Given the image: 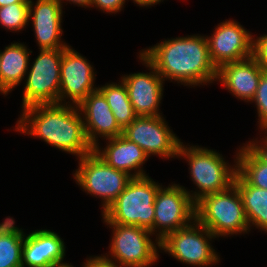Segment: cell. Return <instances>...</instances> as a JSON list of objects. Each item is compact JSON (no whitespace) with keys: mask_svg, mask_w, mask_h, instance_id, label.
I'll list each match as a JSON object with an SVG mask.
<instances>
[{"mask_svg":"<svg viewBox=\"0 0 267 267\" xmlns=\"http://www.w3.org/2000/svg\"><path fill=\"white\" fill-rule=\"evenodd\" d=\"M157 70L163 80L188 88L216 83L213 64L205 35L191 34L163 41L139 51Z\"/></svg>","mask_w":267,"mask_h":267,"instance_id":"cell-1","label":"cell"},{"mask_svg":"<svg viewBox=\"0 0 267 267\" xmlns=\"http://www.w3.org/2000/svg\"><path fill=\"white\" fill-rule=\"evenodd\" d=\"M13 130L80 159L93 152L77 105L38 104L21 110Z\"/></svg>","mask_w":267,"mask_h":267,"instance_id":"cell-2","label":"cell"},{"mask_svg":"<svg viewBox=\"0 0 267 267\" xmlns=\"http://www.w3.org/2000/svg\"><path fill=\"white\" fill-rule=\"evenodd\" d=\"M238 148L229 164L222 153L215 149L181 142L177 159H183L188 164L190 180L195 190L183 188L189 193L192 201L196 203L204 196L227 190L234 183L237 173L236 157Z\"/></svg>","mask_w":267,"mask_h":267,"instance_id":"cell-3","label":"cell"},{"mask_svg":"<svg viewBox=\"0 0 267 267\" xmlns=\"http://www.w3.org/2000/svg\"><path fill=\"white\" fill-rule=\"evenodd\" d=\"M147 176L133 177L101 214L104 224L140 226L154 235V202L163 185Z\"/></svg>","mask_w":267,"mask_h":267,"instance_id":"cell-4","label":"cell"},{"mask_svg":"<svg viewBox=\"0 0 267 267\" xmlns=\"http://www.w3.org/2000/svg\"><path fill=\"white\" fill-rule=\"evenodd\" d=\"M195 219L218 239L250 233L242 198L234 184L197 201Z\"/></svg>","mask_w":267,"mask_h":267,"instance_id":"cell-5","label":"cell"},{"mask_svg":"<svg viewBox=\"0 0 267 267\" xmlns=\"http://www.w3.org/2000/svg\"><path fill=\"white\" fill-rule=\"evenodd\" d=\"M112 231L104 255L124 267H151L159 262L160 241L150 230L132 225L105 224Z\"/></svg>","mask_w":267,"mask_h":267,"instance_id":"cell-6","label":"cell"},{"mask_svg":"<svg viewBox=\"0 0 267 267\" xmlns=\"http://www.w3.org/2000/svg\"><path fill=\"white\" fill-rule=\"evenodd\" d=\"M219 240L194 219L188 226L169 233L160 241V253H166L187 266L212 267L221 262L212 242Z\"/></svg>","mask_w":267,"mask_h":267,"instance_id":"cell-7","label":"cell"},{"mask_svg":"<svg viewBox=\"0 0 267 267\" xmlns=\"http://www.w3.org/2000/svg\"><path fill=\"white\" fill-rule=\"evenodd\" d=\"M73 180L83 192L99 198L101 214L126 188L133 178L128 173L107 165L94 152L78 159Z\"/></svg>","mask_w":267,"mask_h":267,"instance_id":"cell-8","label":"cell"},{"mask_svg":"<svg viewBox=\"0 0 267 267\" xmlns=\"http://www.w3.org/2000/svg\"><path fill=\"white\" fill-rule=\"evenodd\" d=\"M63 49H40L23 81L22 110L38 104L59 103Z\"/></svg>","mask_w":267,"mask_h":267,"instance_id":"cell-9","label":"cell"},{"mask_svg":"<svg viewBox=\"0 0 267 267\" xmlns=\"http://www.w3.org/2000/svg\"><path fill=\"white\" fill-rule=\"evenodd\" d=\"M195 219V203L179 183L162 185L154 202V238L162 241L169 233Z\"/></svg>","mask_w":267,"mask_h":267,"instance_id":"cell-10","label":"cell"},{"mask_svg":"<svg viewBox=\"0 0 267 267\" xmlns=\"http://www.w3.org/2000/svg\"><path fill=\"white\" fill-rule=\"evenodd\" d=\"M122 135L136 143L147 156L175 159L182 140L169 127L164 115L137 116L123 129Z\"/></svg>","mask_w":267,"mask_h":267,"instance_id":"cell-11","label":"cell"},{"mask_svg":"<svg viewBox=\"0 0 267 267\" xmlns=\"http://www.w3.org/2000/svg\"><path fill=\"white\" fill-rule=\"evenodd\" d=\"M90 61L72 48L63 49L60 70L59 104L79 105L91 92L98 89L96 73Z\"/></svg>","mask_w":267,"mask_h":267,"instance_id":"cell-12","label":"cell"},{"mask_svg":"<svg viewBox=\"0 0 267 267\" xmlns=\"http://www.w3.org/2000/svg\"><path fill=\"white\" fill-rule=\"evenodd\" d=\"M137 59L145 66V72H134L120 76L124 82L129 100L137 116H162L161 103L164 98L165 81L155 67L138 52Z\"/></svg>","mask_w":267,"mask_h":267,"instance_id":"cell-13","label":"cell"},{"mask_svg":"<svg viewBox=\"0 0 267 267\" xmlns=\"http://www.w3.org/2000/svg\"><path fill=\"white\" fill-rule=\"evenodd\" d=\"M212 33L206 35L211 60L220 66L245 60L252 56V35L244 25L234 19H225L217 24Z\"/></svg>","mask_w":267,"mask_h":267,"instance_id":"cell-14","label":"cell"},{"mask_svg":"<svg viewBox=\"0 0 267 267\" xmlns=\"http://www.w3.org/2000/svg\"><path fill=\"white\" fill-rule=\"evenodd\" d=\"M63 9L59 0L29 2V25L32 24L38 49H64L70 45L62 39Z\"/></svg>","mask_w":267,"mask_h":267,"instance_id":"cell-15","label":"cell"},{"mask_svg":"<svg viewBox=\"0 0 267 267\" xmlns=\"http://www.w3.org/2000/svg\"><path fill=\"white\" fill-rule=\"evenodd\" d=\"M88 142L94 148L102 141L122 135L113 112L103 93L97 89L91 92L79 105ZM100 138V139H99Z\"/></svg>","mask_w":267,"mask_h":267,"instance_id":"cell-16","label":"cell"},{"mask_svg":"<svg viewBox=\"0 0 267 267\" xmlns=\"http://www.w3.org/2000/svg\"><path fill=\"white\" fill-rule=\"evenodd\" d=\"M66 252L65 242L57 232L47 228L35 229L25 233L22 266L56 267L67 263L64 261Z\"/></svg>","mask_w":267,"mask_h":267,"instance_id":"cell-17","label":"cell"},{"mask_svg":"<svg viewBox=\"0 0 267 267\" xmlns=\"http://www.w3.org/2000/svg\"><path fill=\"white\" fill-rule=\"evenodd\" d=\"M264 70L252 58L230 62L217 69L216 82L240 101L251 103Z\"/></svg>","mask_w":267,"mask_h":267,"instance_id":"cell-18","label":"cell"},{"mask_svg":"<svg viewBox=\"0 0 267 267\" xmlns=\"http://www.w3.org/2000/svg\"><path fill=\"white\" fill-rule=\"evenodd\" d=\"M105 140L106 146L103 148L100 142L93 148V152L107 165L124 171L132 177L148 175L144 165L150 158L136 143L123 135Z\"/></svg>","mask_w":267,"mask_h":267,"instance_id":"cell-19","label":"cell"},{"mask_svg":"<svg viewBox=\"0 0 267 267\" xmlns=\"http://www.w3.org/2000/svg\"><path fill=\"white\" fill-rule=\"evenodd\" d=\"M30 50L24 42L13 41L0 49V94L8 96L25 79L29 62L31 61ZM30 58V59H29Z\"/></svg>","mask_w":267,"mask_h":267,"instance_id":"cell-20","label":"cell"},{"mask_svg":"<svg viewBox=\"0 0 267 267\" xmlns=\"http://www.w3.org/2000/svg\"><path fill=\"white\" fill-rule=\"evenodd\" d=\"M233 184L241 195L250 231L255 228L267 234V189L247 184L237 173Z\"/></svg>","mask_w":267,"mask_h":267,"instance_id":"cell-21","label":"cell"},{"mask_svg":"<svg viewBox=\"0 0 267 267\" xmlns=\"http://www.w3.org/2000/svg\"><path fill=\"white\" fill-rule=\"evenodd\" d=\"M15 224V219L10 216L0 223V267L22 266V247L26 230Z\"/></svg>","mask_w":267,"mask_h":267,"instance_id":"cell-22","label":"cell"},{"mask_svg":"<svg viewBox=\"0 0 267 267\" xmlns=\"http://www.w3.org/2000/svg\"><path fill=\"white\" fill-rule=\"evenodd\" d=\"M117 81L107 82L105 85L98 86V89L107 99L118 125L124 129L137 115L129 100L128 91L124 82L121 79Z\"/></svg>","mask_w":267,"mask_h":267,"instance_id":"cell-23","label":"cell"},{"mask_svg":"<svg viewBox=\"0 0 267 267\" xmlns=\"http://www.w3.org/2000/svg\"><path fill=\"white\" fill-rule=\"evenodd\" d=\"M238 146L236 157L237 174L254 187L267 189V164L245 143Z\"/></svg>","mask_w":267,"mask_h":267,"instance_id":"cell-24","label":"cell"},{"mask_svg":"<svg viewBox=\"0 0 267 267\" xmlns=\"http://www.w3.org/2000/svg\"><path fill=\"white\" fill-rule=\"evenodd\" d=\"M29 27V3H13L0 7V27L12 33Z\"/></svg>","mask_w":267,"mask_h":267,"instance_id":"cell-25","label":"cell"},{"mask_svg":"<svg viewBox=\"0 0 267 267\" xmlns=\"http://www.w3.org/2000/svg\"><path fill=\"white\" fill-rule=\"evenodd\" d=\"M252 103L257 109V129L259 130L263 125L267 124V71L262 72L255 97L250 104Z\"/></svg>","mask_w":267,"mask_h":267,"instance_id":"cell-26","label":"cell"},{"mask_svg":"<svg viewBox=\"0 0 267 267\" xmlns=\"http://www.w3.org/2000/svg\"><path fill=\"white\" fill-rule=\"evenodd\" d=\"M258 36L252 35L251 57L264 71H267V32Z\"/></svg>","mask_w":267,"mask_h":267,"instance_id":"cell-27","label":"cell"},{"mask_svg":"<svg viewBox=\"0 0 267 267\" xmlns=\"http://www.w3.org/2000/svg\"><path fill=\"white\" fill-rule=\"evenodd\" d=\"M129 0H91L90 9L93 7L106 14H118L124 10V5Z\"/></svg>","mask_w":267,"mask_h":267,"instance_id":"cell-28","label":"cell"},{"mask_svg":"<svg viewBox=\"0 0 267 267\" xmlns=\"http://www.w3.org/2000/svg\"><path fill=\"white\" fill-rule=\"evenodd\" d=\"M88 258H86L83 261V266L84 267H124L119 265L118 263H116L115 261H112L110 259H108L104 253L103 254H99V255H91V256H87Z\"/></svg>","mask_w":267,"mask_h":267,"instance_id":"cell-29","label":"cell"},{"mask_svg":"<svg viewBox=\"0 0 267 267\" xmlns=\"http://www.w3.org/2000/svg\"><path fill=\"white\" fill-rule=\"evenodd\" d=\"M246 145L264 162L267 164V143L261 138V136L249 141H245Z\"/></svg>","mask_w":267,"mask_h":267,"instance_id":"cell-30","label":"cell"},{"mask_svg":"<svg viewBox=\"0 0 267 267\" xmlns=\"http://www.w3.org/2000/svg\"><path fill=\"white\" fill-rule=\"evenodd\" d=\"M61 2V4L63 5V8H64V5L68 4H73L74 6H78V7H81V8H89L90 9V6H91V0H59Z\"/></svg>","mask_w":267,"mask_h":267,"instance_id":"cell-31","label":"cell"},{"mask_svg":"<svg viewBox=\"0 0 267 267\" xmlns=\"http://www.w3.org/2000/svg\"><path fill=\"white\" fill-rule=\"evenodd\" d=\"M133 1L134 4H136L139 7L142 8H151V6L159 4L156 0H130Z\"/></svg>","mask_w":267,"mask_h":267,"instance_id":"cell-32","label":"cell"},{"mask_svg":"<svg viewBox=\"0 0 267 267\" xmlns=\"http://www.w3.org/2000/svg\"><path fill=\"white\" fill-rule=\"evenodd\" d=\"M31 0H0V7L13 3H29Z\"/></svg>","mask_w":267,"mask_h":267,"instance_id":"cell-33","label":"cell"},{"mask_svg":"<svg viewBox=\"0 0 267 267\" xmlns=\"http://www.w3.org/2000/svg\"><path fill=\"white\" fill-rule=\"evenodd\" d=\"M261 132V133H260ZM263 132V133H262ZM262 135H260V134ZM259 133L258 135L259 136H262V139L267 143V124L266 125H263L260 130H259ZM264 134V135H263ZM266 134V135H265Z\"/></svg>","mask_w":267,"mask_h":267,"instance_id":"cell-34","label":"cell"},{"mask_svg":"<svg viewBox=\"0 0 267 267\" xmlns=\"http://www.w3.org/2000/svg\"><path fill=\"white\" fill-rule=\"evenodd\" d=\"M56 267H74V265H72V263H65V264H61V265H58V266H56ZM81 267H84L83 266V262H82V265H81Z\"/></svg>","mask_w":267,"mask_h":267,"instance_id":"cell-35","label":"cell"},{"mask_svg":"<svg viewBox=\"0 0 267 267\" xmlns=\"http://www.w3.org/2000/svg\"><path fill=\"white\" fill-rule=\"evenodd\" d=\"M158 3H159V5L161 4V2H164V0H156Z\"/></svg>","mask_w":267,"mask_h":267,"instance_id":"cell-36","label":"cell"}]
</instances>
